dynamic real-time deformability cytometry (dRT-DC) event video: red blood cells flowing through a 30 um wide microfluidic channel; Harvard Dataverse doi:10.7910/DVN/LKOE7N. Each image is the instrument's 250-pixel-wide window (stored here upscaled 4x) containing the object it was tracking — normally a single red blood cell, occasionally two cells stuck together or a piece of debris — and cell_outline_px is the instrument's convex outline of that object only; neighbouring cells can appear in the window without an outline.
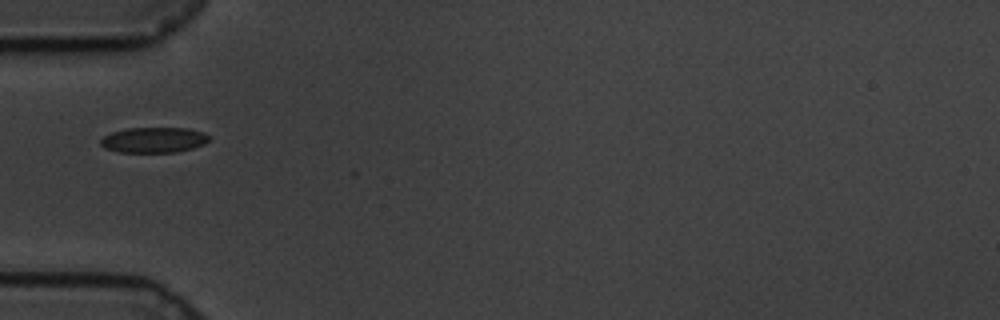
{"species": "common noctule bat (a hibernating species)", "species_latin": "Nyctalus noctula", "temperature_condition": "cold", "stored_images_in_passage": 13, "camera_frame_rate_fps": 3000, "um_per_image_px": 0.085, "animal": {"sex": "male", "body_mass_g": 19.5, "forearm_length_mm": 54.6}, "frame": {"image": 1, "passage_image": 1, "time_ms": 0.0, "image_size_px": [1000, 320], "cell_outline_px": [[212, 136], [204, 144], [192, 148], [176, 152], [120, 152], [104, 148], [100, 144], [100, 140], [104, 136], [112, 132], [128, 128], [188, 128], [204, 132]], "centroid_in_image_um": [13.09, 11.89], "position_along_channel_um": 71.9, "area_um2": 16.13}}
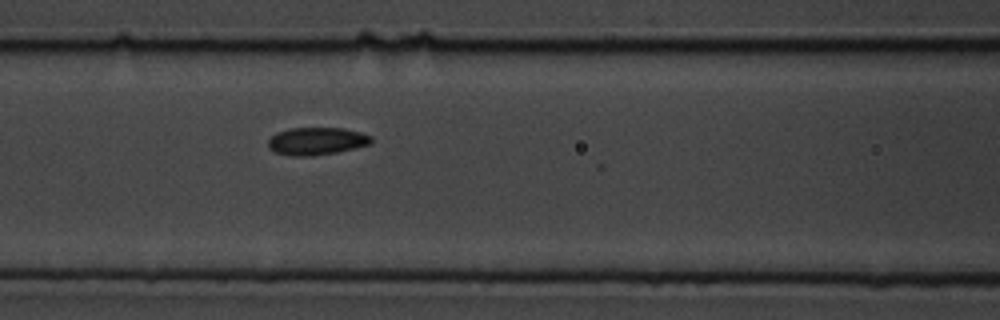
{"frame": {"image": 2, "passage_image": 7, "time_ms": 2.0, "image_size_px": [1000, 320], "cell_outline_px": [[372, 144], [336, 152], [312, 156], [288, 156], [276, 152], [268, 148], [268, 140], [276, 132], [288, 128], [344, 128], [360, 132], [372, 136]], "centroid_in_image_um": [26.9, 11.99], "position_along_channel_um": 139.7, "area_um2": 16.7}}
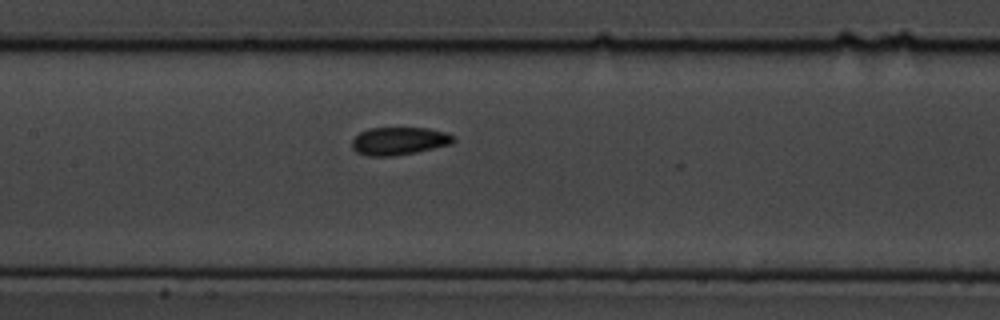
{"frame": {"image": 3, "passage_image": 10, "time_ms": 3.0, "image_size_px": [1000, 320], "cell_outline_px": [[456, 140], [452, 144], [416, 152], [396, 156], [368, 156], [356, 152], [352, 148], [352, 140], [360, 132], [368, 128], [428, 128], [444, 132], [456, 136]], "centroid_in_image_um": [33.93, 11.99], "position_along_channel_um": 173.5, "area_um2": 16.59}}